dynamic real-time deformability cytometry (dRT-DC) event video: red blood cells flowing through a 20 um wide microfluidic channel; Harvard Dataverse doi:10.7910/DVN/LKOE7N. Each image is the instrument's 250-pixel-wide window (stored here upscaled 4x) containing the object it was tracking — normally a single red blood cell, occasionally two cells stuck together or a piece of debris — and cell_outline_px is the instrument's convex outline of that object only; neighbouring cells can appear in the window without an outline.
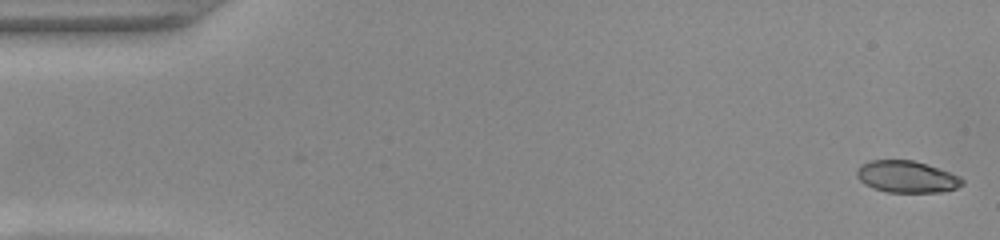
{"species": "common noctule bat (a hibernating species)", "species_latin": "Nyctalus noctula", "temperature_condition": "warm", "stored_images_in_passage": 2, "camera_frame_rate_fps": 3000, "um_per_image_px": 0.085, "animal": {"sex": "female", "body_mass_g": 22.0, "forearm_length_mm": 56.7}, "frame": {"image": 1, "passage_image": 2, "time_ms": 0.333, "image_size_px": [1000, 240], "cell_outline_px": [[964, 184], [956, 188], [940, 192], [888, 192], [872, 188], [864, 184], [856, 176], [856, 168], [860, 164], [872, 160], [912, 160], [960, 176], [964, 180]], "centroid_in_image_um": [77.03, 15.03], "position_along_channel_um": 8.0, "area_um2": 19.48}}